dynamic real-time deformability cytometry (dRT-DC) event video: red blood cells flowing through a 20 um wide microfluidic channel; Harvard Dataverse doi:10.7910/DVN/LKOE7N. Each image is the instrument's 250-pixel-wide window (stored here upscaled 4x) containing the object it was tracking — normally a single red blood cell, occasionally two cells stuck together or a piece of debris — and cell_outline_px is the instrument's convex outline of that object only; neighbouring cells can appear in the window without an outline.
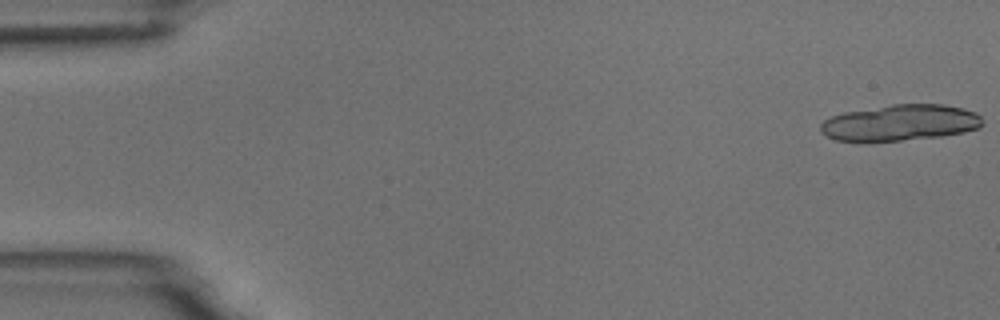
{"species": "common noctule bat (a hibernating species)", "species_latin": "Nyctalus noctula", "temperature_condition": "room temperature", "stored_images_in_passage": 15, "camera_frame_rate_fps": 3000, "um_per_image_px": 0.085, "animal": {"sex": "male", "body_mass_g": 18.8}, "frame": {"image": 1, "passage_image": 1, "time_ms": 0.0, "image_size_px": [1000, 320], "cell_outline_px": [[984, 124], [980, 128], [964, 132], [940, 136], [868, 144], [836, 140], [820, 132], [820, 124], [824, 120], [832, 116], [844, 112], [892, 104], [944, 104], [964, 108], [976, 112], [980, 116]], "centroid_in_image_um": [76.49, 10.46], "position_along_channel_um": 8.5, "area_um2": 34.91}}